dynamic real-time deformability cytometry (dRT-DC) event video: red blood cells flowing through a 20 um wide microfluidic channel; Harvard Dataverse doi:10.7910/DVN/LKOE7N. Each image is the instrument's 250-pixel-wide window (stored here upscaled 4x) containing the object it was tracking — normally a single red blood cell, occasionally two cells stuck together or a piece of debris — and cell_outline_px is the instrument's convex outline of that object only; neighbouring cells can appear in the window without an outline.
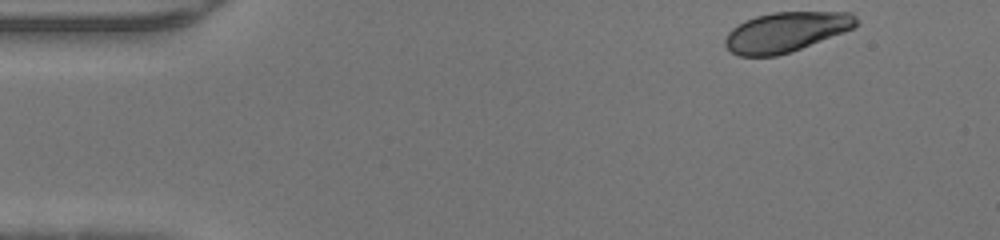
{"species": "human", "species_latin": "Homo sapiens", "temperature_condition": "warm", "stored_images_in_passage": 44, "segment_of_instrument_passage": [1, 2], "camera_frame_rate_fps": 3000, "um_per_image_px": 0.085, "donor": {"sex": "male"}, "frame": {"image": 1, "passage_image": 1, "time_ms": 0.0, "image_size_px": [1000, 240], "cell_outline_px": [[860, 24], [844, 32], [800, 48], [776, 56], [740, 56], [732, 52], [724, 44], [724, 40], [728, 32], [732, 28], [744, 20], [756, 16], [772, 12], [852, 12], [856, 16]], "centroid_in_image_um": [66.8, 2.7], "position_along_channel_um": 18.2, "area_um2": 30.35}}
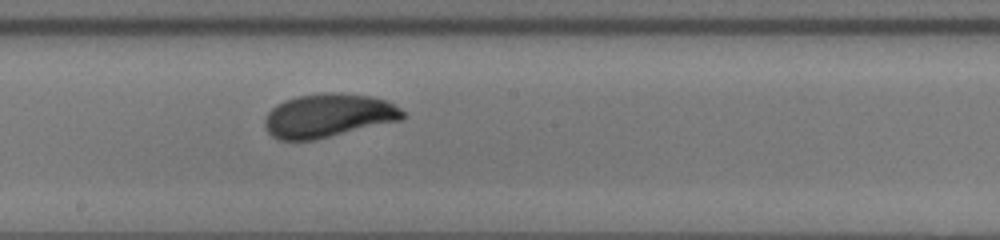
{"frame": {"image": 2, "passage_image": 22, "time_ms": 7.0, "image_size_px": [1000, 240], "cell_outline_px": [[408, 116], [400, 120], [312, 140], [280, 140], [272, 136], [264, 128], [264, 120], [268, 112], [276, 104], [284, 100], [296, 96], [324, 92], [340, 92], [372, 96], [388, 100], [400, 108]], "centroid_in_image_um": [27.9, 9.8], "position_along_channel_um": 220.3, "area_um2": 35.26}}
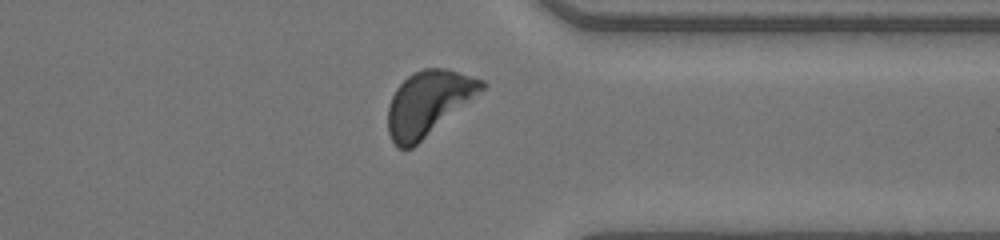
{"frame": {"image": 3, "passage_image": 33, "time_ms": 10.667, "image_size_px": [1000, 240], "cell_outline_px": [[488, 84], [484, 88], [412, 148], [396, 148], [388, 132], [388, 104], [396, 88], [408, 76], [424, 68], [448, 68], [484, 80]], "centroid_in_image_um": [36.38, 8.75], "position_along_channel_um": 375.0, "area_um2": 34.68}}